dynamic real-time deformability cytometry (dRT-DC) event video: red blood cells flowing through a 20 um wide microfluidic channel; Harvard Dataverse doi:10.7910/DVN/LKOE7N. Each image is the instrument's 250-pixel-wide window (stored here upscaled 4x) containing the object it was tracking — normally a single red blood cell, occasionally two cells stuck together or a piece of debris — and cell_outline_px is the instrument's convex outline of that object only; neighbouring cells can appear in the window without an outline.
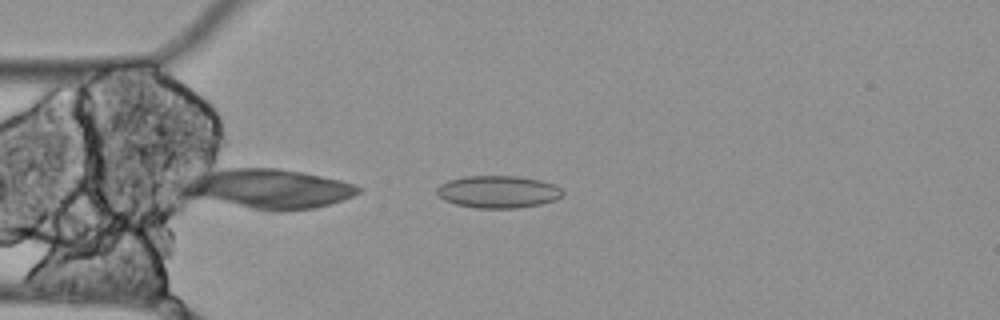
{"species": "Egyptian fruit bat (a non-hibernating species)", "species_latin": "Rousettus aegyptiacus", "temperature_condition": "cold", "stored_images_in_passage": 8, "camera_frame_rate_fps": 3000, "um_per_image_px": 0.085, "animal": {"sex": "female"}, "frame": {"image": 1, "passage_image": 3, "time_ms": 0.667, "image_size_px": [1000, 320], "cell_outline_px": [[564, 192], [556, 200], [540, 204], [516, 208], [476, 208], [456, 204], [444, 200], [436, 192], [436, 188], [440, 184], [448, 180], [464, 176], [516, 176], [540, 180], [556, 184]], "centroid_in_image_um": [42.33, 16.3], "position_along_channel_um": 42.7, "area_um2": 23.76}}
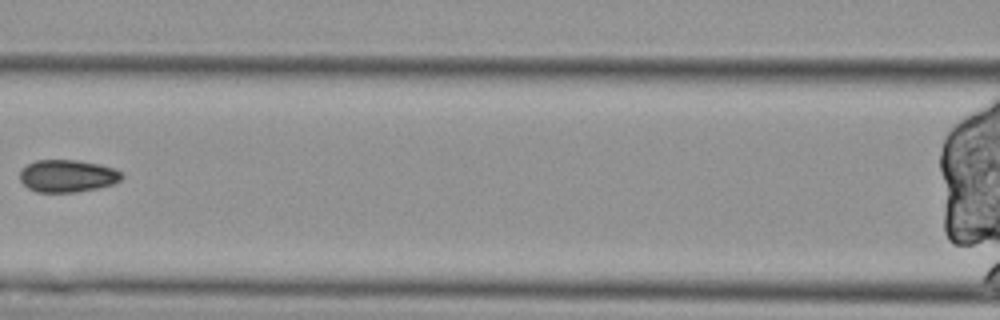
{"frame": {"image": 2, "passage_image": 6, "time_ms": 1.667, "image_size_px": [1000, 320], "cell_outline_px": [[124, 176], [120, 180], [112, 184], [96, 188], [76, 192], [36, 192], [28, 188], [20, 180], [20, 172], [28, 164], [36, 160], [76, 160], [100, 164], [116, 168]], "centroid_in_image_um": [5.74, 14.95], "position_along_channel_um": 160.9, "area_um2": 19.19}}
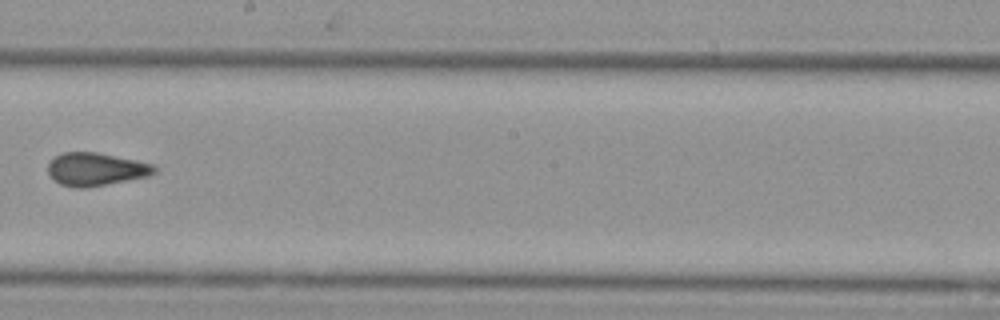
{"frame": {"image": 3, "passage_image": 8, "time_ms": 2.333, "image_size_px": [1000, 320], "cell_outline_px": [[156, 172], [148, 176], [84, 188], [76, 188], [60, 184], [48, 172], [48, 164], [56, 156], [64, 152], [96, 152], [156, 164]], "centroid_in_image_um": [8.17, 14.38], "position_along_channel_um": 240.0, "area_um2": 20.23}}